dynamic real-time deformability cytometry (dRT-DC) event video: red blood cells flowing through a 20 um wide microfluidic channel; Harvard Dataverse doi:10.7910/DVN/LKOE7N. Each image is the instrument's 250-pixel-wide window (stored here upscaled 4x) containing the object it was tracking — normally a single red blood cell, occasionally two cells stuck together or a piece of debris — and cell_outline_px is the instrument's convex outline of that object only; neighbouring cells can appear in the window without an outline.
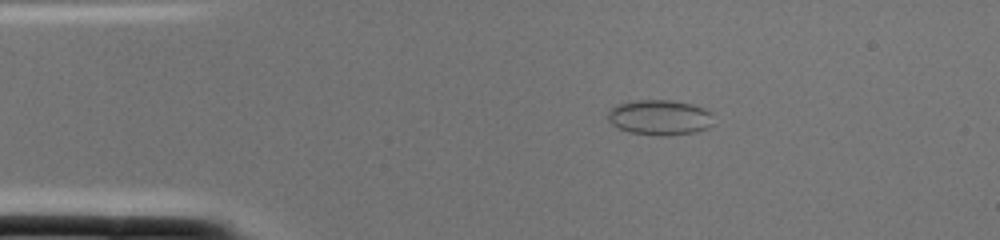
{"species": "common noctule bat (a hibernating species)", "species_latin": "Nyctalus noctula", "temperature_condition": "cold", "stored_images_in_passage": 1, "camera_frame_rate_fps": 3000, "um_per_image_px": 0.085, "animal": {"sex": "female", "body_mass_g": 22.0, "forearm_length_mm": 56.7}, "frame": {"image": 1, "passage_image": 1, "time_ms": 0.0, "image_size_px": [1000, 240], "cell_outline_px": [[712, 124], [708, 128], [692, 132], [664, 136], [656, 136], [628, 132], [612, 124], [608, 120], [608, 112], [616, 104], [636, 100], [672, 100], [692, 104], [704, 108], [712, 112]], "centroid_in_image_um": [56.08, 9.98], "position_along_channel_um": 28.9, "area_um2": 21.79}}